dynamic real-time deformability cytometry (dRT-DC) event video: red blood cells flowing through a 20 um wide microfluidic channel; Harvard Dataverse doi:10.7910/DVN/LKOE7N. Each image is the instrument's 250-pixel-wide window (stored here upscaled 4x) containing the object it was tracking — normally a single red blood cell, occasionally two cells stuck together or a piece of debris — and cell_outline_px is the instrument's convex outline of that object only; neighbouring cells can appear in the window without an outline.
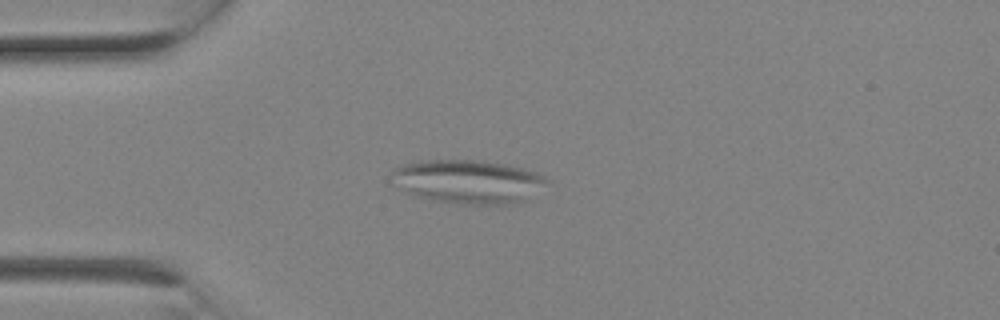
{"species": "Egyptian fruit bat (a non-hibernating species)", "species_latin": "Rousettus aegyptiacus", "temperature_condition": "room temperature", "stored_images_in_passage": 1, "camera_frame_rate_fps": 3000, "um_per_image_px": 0.085, "animal": {"sex": "female"}, "frame": {"image": 1, "passage_image": 1, "time_ms": 0.0, "image_size_px": [1000, 320], "cell_outline_px": [[552, 180], [532, 200], [516, 204], [460, 204], [432, 200], [416, 196], [392, 184], [392, 168], [404, 164], [420, 160], [480, 160], [504, 164], [524, 168], [536, 172]], "centroid_in_image_um": [39.87, 15.45], "position_along_channel_um": 45.1, "area_um2": 40.4}}